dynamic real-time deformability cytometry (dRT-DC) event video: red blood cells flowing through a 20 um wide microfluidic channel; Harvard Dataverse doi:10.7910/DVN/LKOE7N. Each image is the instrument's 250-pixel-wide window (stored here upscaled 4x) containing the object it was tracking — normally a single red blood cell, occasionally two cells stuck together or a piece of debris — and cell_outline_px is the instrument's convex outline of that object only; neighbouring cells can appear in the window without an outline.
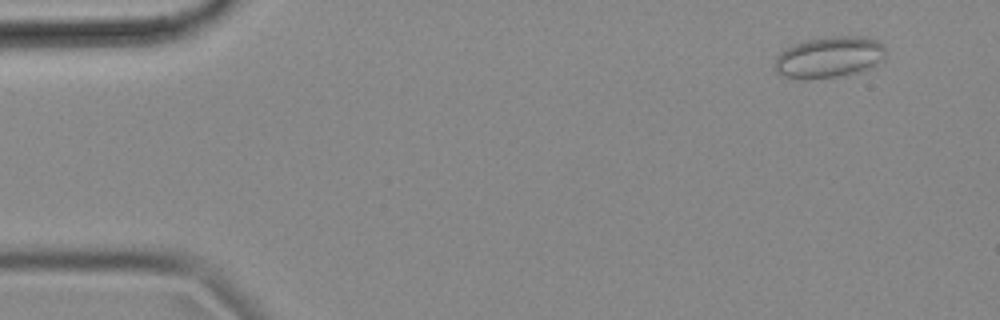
{"species": "common noctule bat (a hibernating species)", "species_latin": "Nyctalus noctula", "temperature_condition": "cold", "stored_images_in_passage": 13, "camera_frame_rate_fps": 3000, "um_per_image_px": 0.085, "animal": {"sex": "female", "body_mass_g": 18.4}, "frame": {"image": 1, "passage_image": 4, "time_ms": 1.0, "image_size_px": [1000, 320], "cell_outline_px": [[884, 56], [872, 68], [860, 72], [836, 76], [804, 80], [780, 76], [776, 72], [776, 56], [780, 52], [804, 40], [832, 36], [864, 36], [876, 40], [884, 44]], "centroid_in_image_um": [70.48, 4.86], "position_along_channel_um": 14.5, "area_um2": 26.7}}